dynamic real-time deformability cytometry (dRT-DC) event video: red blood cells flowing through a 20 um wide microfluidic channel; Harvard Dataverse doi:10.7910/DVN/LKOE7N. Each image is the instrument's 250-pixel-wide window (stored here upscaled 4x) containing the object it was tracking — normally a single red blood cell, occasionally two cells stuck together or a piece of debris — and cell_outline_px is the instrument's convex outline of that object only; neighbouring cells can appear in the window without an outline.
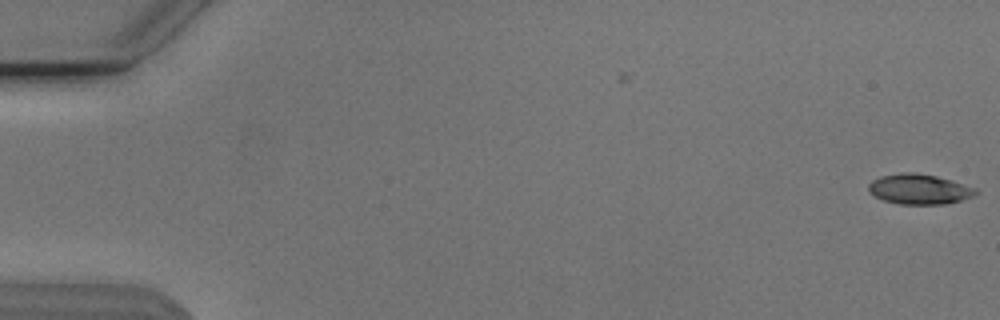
{"species": "Egyptian fruit bat (a non-hibernating species)", "species_latin": "Rousettus aegyptiacus", "temperature_condition": "cold", "stored_images_in_passage": 2, "camera_frame_rate_fps": 3000, "um_per_image_px": 0.085, "animal": {"sex": "male"}, "frame": {"image": 1, "passage_image": 2, "time_ms": 0.333, "image_size_px": [1000, 320], "cell_outline_px": [[980, 192], [976, 196], [944, 204], [900, 204], [884, 200], [868, 192], [868, 184], [872, 180], [880, 176], [900, 172], [916, 172], [936, 176], [976, 188]], "centroid_in_image_um": [78.13, 16.07], "position_along_channel_um": 6.9, "area_um2": 18.9}}